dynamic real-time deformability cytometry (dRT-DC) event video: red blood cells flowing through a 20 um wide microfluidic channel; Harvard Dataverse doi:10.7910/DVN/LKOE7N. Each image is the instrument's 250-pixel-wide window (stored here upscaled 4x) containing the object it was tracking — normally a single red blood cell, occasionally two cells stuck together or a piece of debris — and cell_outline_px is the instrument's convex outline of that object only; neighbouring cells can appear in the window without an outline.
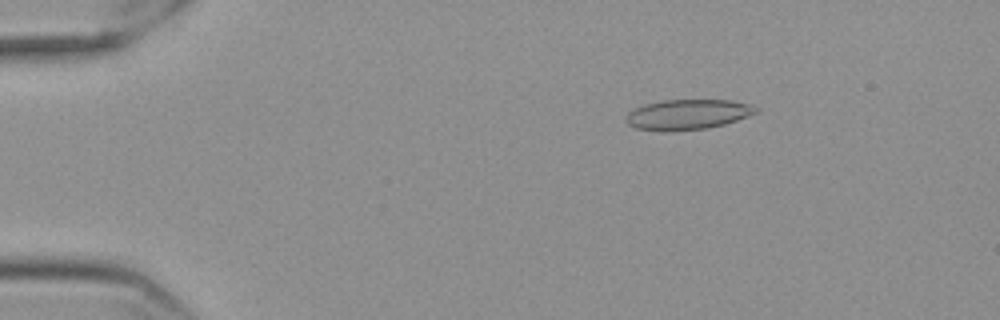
{"species": "Egyptian fruit bat (a non-hibernating species)", "species_latin": "Rousettus aegyptiacus", "temperature_condition": "cold", "stored_images_in_passage": 58, "camera_frame_rate_fps": 3000, "um_per_image_px": 0.085, "frame": {"image": 1, "passage_image": 10, "time_ms": 3.0, "image_size_px": [1000, 320], "cell_outline_px": [[760, 108], [756, 112], [748, 116], [724, 124], [704, 128], [664, 132], [636, 128], [628, 124], [624, 120], [628, 112], [644, 104], [664, 100], [732, 100], [748, 104]], "centroid_in_image_um": [58.42, 9.73], "position_along_channel_um": 26.6, "area_um2": 22.77}}
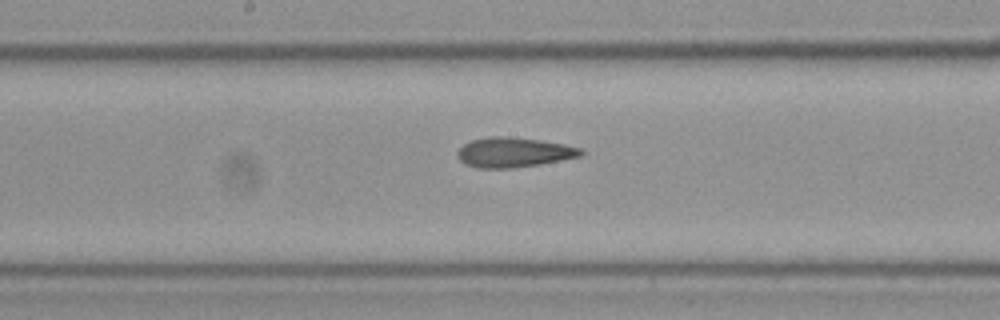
{"frame": {"image": 2, "passage_image": 31, "time_ms": 10.0, "image_size_px": [1000, 320], "cell_outline_px": [[584, 152], [580, 156], [540, 164], [512, 168], [476, 168], [464, 164], [456, 156], [456, 152], [464, 144], [472, 140], [488, 136], [500, 136], [540, 140], [564, 144], [580, 148]], "centroid_in_image_um": [43.62, 12.95], "position_along_channel_um": 204.6, "area_um2": 21.39}}
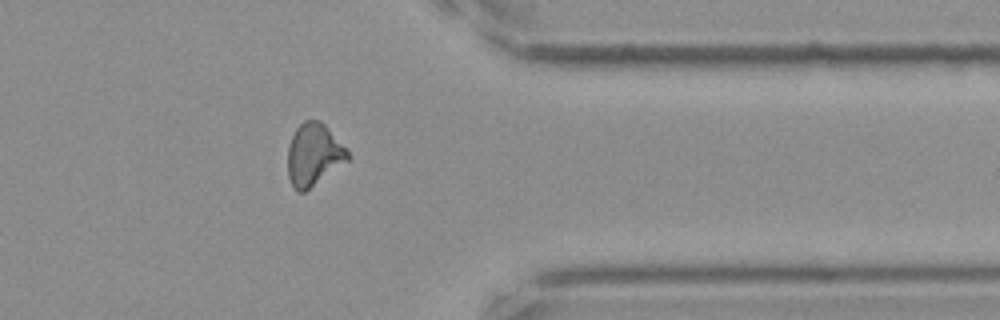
{"frame": {"image": 3, "passage_image": 47, "time_ms": 15.333, "image_size_px": [1000, 320], "cell_outline_px": [[348, 160], [304, 192], [296, 192], [288, 176], [288, 148], [292, 136], [296, 128], [304, 120], [320, 120], [324, 124], [348, 152]], "centroid_in_image_um": [26.63, 13.15], "position_along_channel_um": 384.8, "area_um2": 21.27}, "authors_computed_cell_mechanics": {"area_um2": 21.4727, "velocity_mm_per_s": 3.5696, "shape_relaxation_time_tau1_ms": null, "shape_relaxation_time_tau2_ms": 4.3437, "deformation_change_tau1": null, "deformation_change_tau2": 0.1259}}